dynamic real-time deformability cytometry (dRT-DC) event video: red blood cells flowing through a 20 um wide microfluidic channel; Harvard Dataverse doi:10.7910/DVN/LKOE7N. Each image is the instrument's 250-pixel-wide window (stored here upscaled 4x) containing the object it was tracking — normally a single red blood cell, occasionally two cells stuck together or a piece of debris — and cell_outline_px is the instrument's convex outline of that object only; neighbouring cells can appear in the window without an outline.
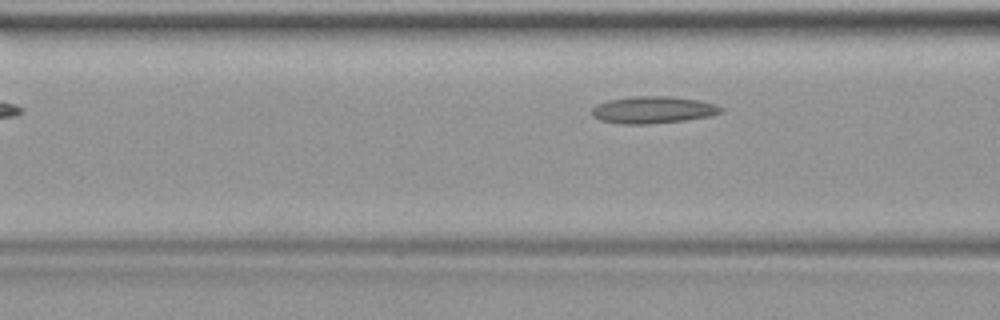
{"species": "common noctule bat (a hibernating species)", "species_latin": "Nyctalus noctula", "temperature_condition": "warm", "stored_images_in_passage": 5, "camera_frame_rate_fps": 3000, "um_per_image_px": 0.085, "animal": {"sex": "female", "body_mass_g": 19.9}, "frame": {"image": 1, "passage_image": 5, "time_ms": 1.333, "image_size_px": [1000, 320], "cell_outline_px": [[724, 112], [708, 116], [684, 120], [648, 124], [620, 124], [600, 120], [592, 116], [592, 108], [596, 104], [608, 100], [632, 96], [672, 96], [700, 100], [716, 104], [724, 108]], "centroid_in_image_um": [55.51, 9.33], "position_along_channel_um": 111.1, "area_um2": 20.52}}